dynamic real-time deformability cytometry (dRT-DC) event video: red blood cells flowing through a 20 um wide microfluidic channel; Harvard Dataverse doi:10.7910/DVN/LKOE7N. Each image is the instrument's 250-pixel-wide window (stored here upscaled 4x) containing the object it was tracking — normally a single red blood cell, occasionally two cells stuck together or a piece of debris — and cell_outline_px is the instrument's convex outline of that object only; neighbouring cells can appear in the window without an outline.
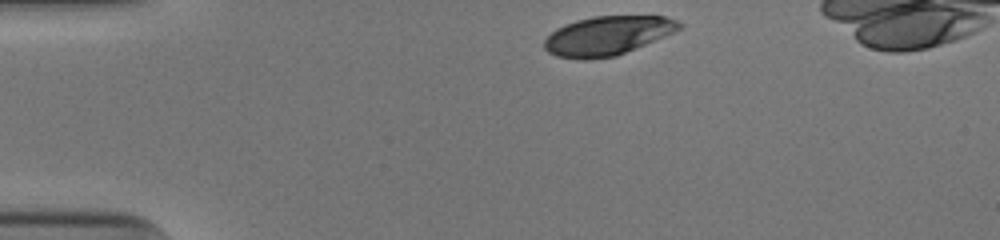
{"species": "human", "species_latin": "Homo sapiens", "temperature_condition": "cold", "stored_images_in_passage": 33, "camera_frame_rate_fps": 3000, "um_per_image_px": 0.085, "donor": {"sex": "male"}, "frame": {"image": 1, "passage_image": 1, "time_ms": 0.0, "image_size_px": [1000, 240], "cell_outline_px": [[680, 28], [672, 32], [616, 56], [584, 60], [556, 56], [548, 52], [544, 48], [544, 40], [556, 28], [576, 20], [592, 16], [664, 16], [676, 20], [680, 24]], "centroid_in_image_um": [51.56, 3.03], "position_along_channel_um": 33.4, "area_um2": 30.23}}
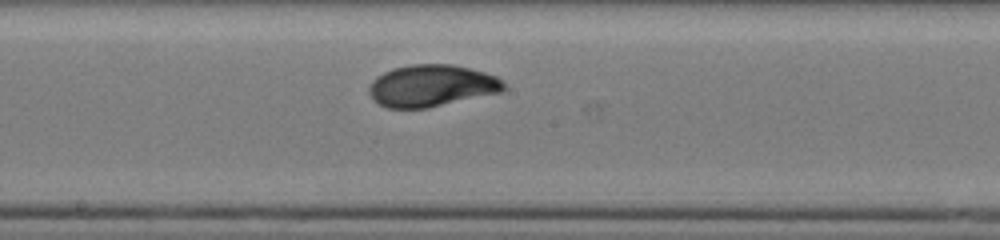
{"frame": {"image": 2, "passage_image": 19, "time_ms": 6.0, "image_size_px": [1000, 240], "cell_outline_px": [[504, 88], [500, 92], [428, 108], [388, 108], [380, 104], [368, 92], [368, 88], [372, 80], [376, 76], [392, 68], [412, 64], [452, 64], [484, 72], [496, 76], [504, 84]], "centroid_in_image_um": [36.65, 7.28], "position_along_channel_um": 211.6, "area_um2": 32.66}}
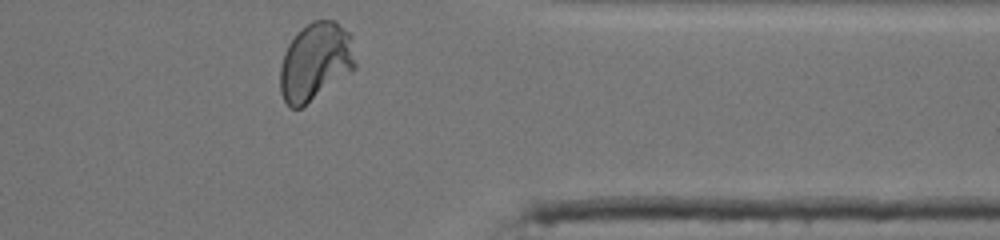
{"frame": {"image": 3, "passage_image": 33, "time_ms": 10.667, "image_size_px": [1000, 240], "cell_outline_px": [[356, 68], [300, 108], [292, 108], [284, 100], [280, 92], [280, 64], [284, 52], [288, 44], [312, 20], [336, 20], [352, 36], [356, 64]], "centroid_in_image_um": [26.82, 5.23], "position_along_channel_um": 384.6, "area_um2": 33.87}, "authors_computed_cell_mechanics": {"area_um2": 32.0212, "velocity_mm_per_s": 3.9147, "shape_relaxation_time_tau1_ms": 4.0981, "shape_relaxation_time_tau2_ms": null, "deformation_change_tau1": 0.1577, "deformation_change_tau2": null}}